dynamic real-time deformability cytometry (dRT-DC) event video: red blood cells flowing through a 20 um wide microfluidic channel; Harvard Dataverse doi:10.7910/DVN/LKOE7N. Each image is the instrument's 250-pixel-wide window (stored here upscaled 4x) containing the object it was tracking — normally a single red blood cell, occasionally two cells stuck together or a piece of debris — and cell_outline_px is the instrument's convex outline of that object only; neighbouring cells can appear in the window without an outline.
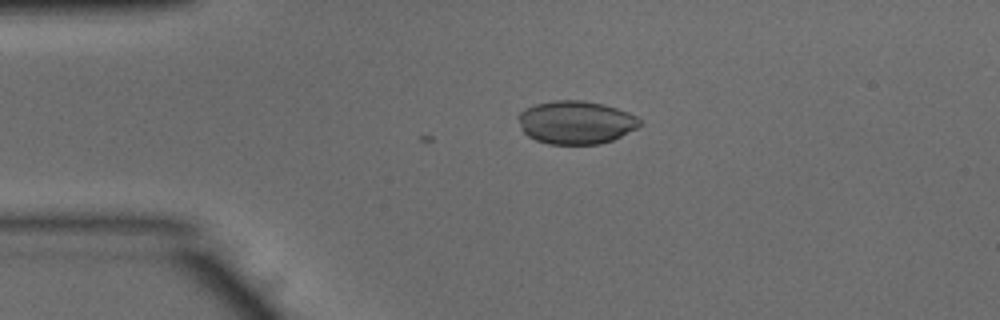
{"species": "common noctule bat (a hibernating species)", "species_latin": "Nyctalus noctula", "temperature_condition": "warm", "stored_images_in_passage": 4, "camera_frame_rate_fps": 3000, "um_per_image_px": 0.085, "animal": {"sex": "male", "body_mass_g": 15.6}, "frame": {"image": 1, "passage_image": 4, "time_ms": 1.0, "image_size_px": [1000, 320], "cell_outline_px": [[644, 124], [612, 140], [600, 144], [548, 144], [536, 140], [528, 136], [520, 128], [516, 116], [524, 108], [536, 104], [552, 100], [584, 100], [604, 104], [628, 112], [636, 116]], "centroid_in_image_um": [48.92, 10.39], "position_along_channel_um": 36.1, "area_um2": 30.81}}